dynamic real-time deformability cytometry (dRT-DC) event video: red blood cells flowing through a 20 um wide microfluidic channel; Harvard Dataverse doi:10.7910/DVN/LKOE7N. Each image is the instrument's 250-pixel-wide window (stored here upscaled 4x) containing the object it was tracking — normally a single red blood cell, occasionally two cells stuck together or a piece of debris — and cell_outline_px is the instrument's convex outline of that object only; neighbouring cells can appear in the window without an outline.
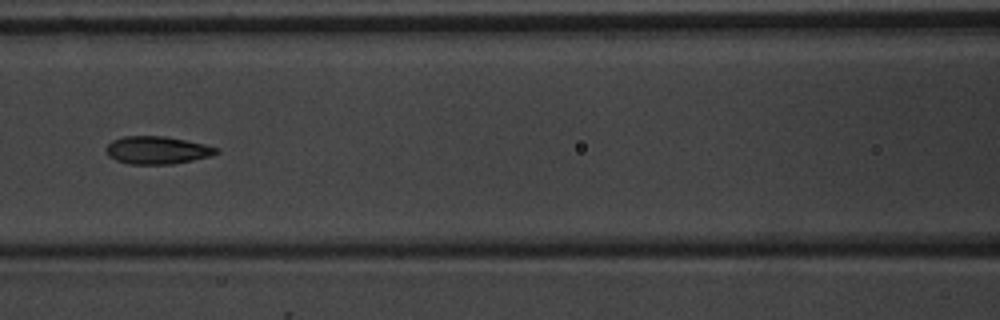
{"species": "common noctule bat (a hibernating species)", "species_latin": "Nyctalus noctula", "temperature_condition": "warm", "stored_images_in_passage": 3, "camera_frame_rate_fps": 3000, "um_per_image_px": 0.085, "animal": {"sex": "male", "body_mass_g": 20.1, "forearm_length_mm": 53.5}, "frame": {"image": 1, "passage_image": 3, "time_ms": 2.333, "image_size_px": [1000, 320], "cell_outline_px": [[220, 152], [212, 156], [172, 164], [128, 164], [116, 160], [108, 156], [104, 148], [112, 140], [124, 136], [164, 136], [204, 144], [220, 148]], "centroid_in_image_um": [13.35, 12.76], "position_along_channel_um": 153.2, "area_um2": 17.92}}